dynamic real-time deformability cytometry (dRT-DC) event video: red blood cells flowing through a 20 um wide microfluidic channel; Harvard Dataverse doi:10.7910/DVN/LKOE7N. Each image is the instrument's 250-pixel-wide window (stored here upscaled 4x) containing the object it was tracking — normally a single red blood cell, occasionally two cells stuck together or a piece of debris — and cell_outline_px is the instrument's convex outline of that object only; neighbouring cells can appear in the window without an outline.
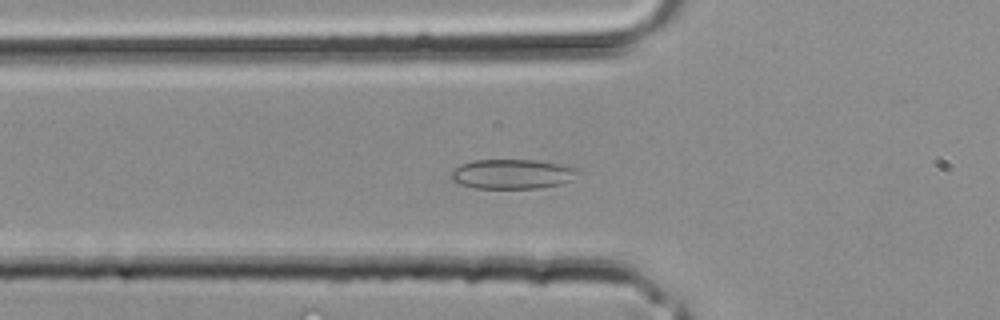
{"species": "common noctule bat (a hibernating species)", "species_latin": "Nyctalus noctula", "temperature_condition": "room temperature", "stored_images_in_passage": 33, "camera_frame_rate_fps": 3000, "um_per_image_px": 0.085, "animal": {"sex": "male", "body_mass_g": 20.4}, "frame": {"image": 1, "passage_image": 11, "time_ms": 3.333, "image_size_px": [1000, 320], "cell_outline_px": [[580, 172], [568, 180], [560, 184], [536, 188], [476, 188], [460, 184], [452, 180], [448, 176], [452, 168], [460, 164], [472, 160], [536, 160], [564, 164], [580, 168]], "centroid_in_image_um": [43.5, 14.77], "position_along_channel_um": 82.3, "area_um2": 22.14}}
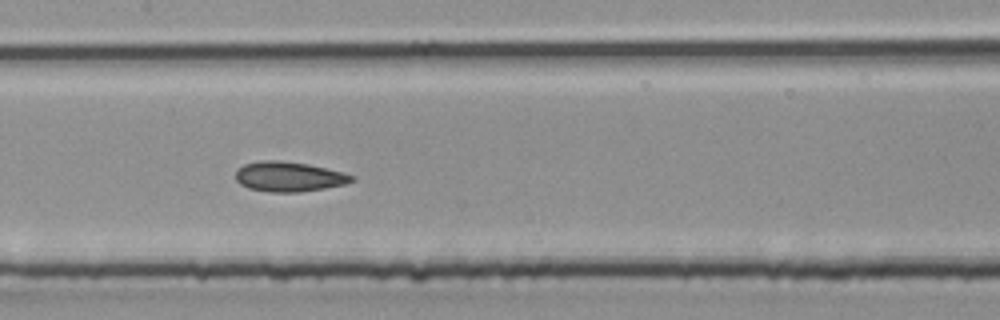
{"frame": {"image": 2, "passage_image": 16, "time_ms": 5.0, "image_size_px": [1000, 320], "cell_outline_px": [[356, 180], [344, 184], [324, 188], [296, 192], [268, 192], [248, 188], [240, 184], [236, 180], [236, 172], [244, 164], [260, 160], [280, 160], [308, 164], [344, 172], [356, 176]], "centroid_in_image_um": [24.57, 15.01], "position_along_channel_um": 182.8, "area_um2": 20.29}}
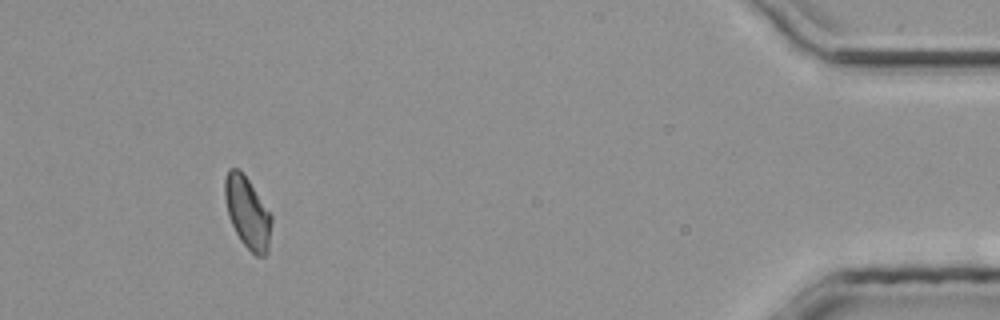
{"frame": {"image": 3, "passage_image": 31, "time_ms": 10.0, "image_size_px": [1000, 320], "cell_outline_px": [[272, 220], [268, 252], [264, 256], [256, 256], [240, 240], [228, 216], [224, 196], [224, 180], [228, 168], [236, 168], [248, 180], [272, 216]], "centroid_in_image_um": [21.02, 18.09], "position_along_channel_um": 414.2, "area_um2": 19.19}}